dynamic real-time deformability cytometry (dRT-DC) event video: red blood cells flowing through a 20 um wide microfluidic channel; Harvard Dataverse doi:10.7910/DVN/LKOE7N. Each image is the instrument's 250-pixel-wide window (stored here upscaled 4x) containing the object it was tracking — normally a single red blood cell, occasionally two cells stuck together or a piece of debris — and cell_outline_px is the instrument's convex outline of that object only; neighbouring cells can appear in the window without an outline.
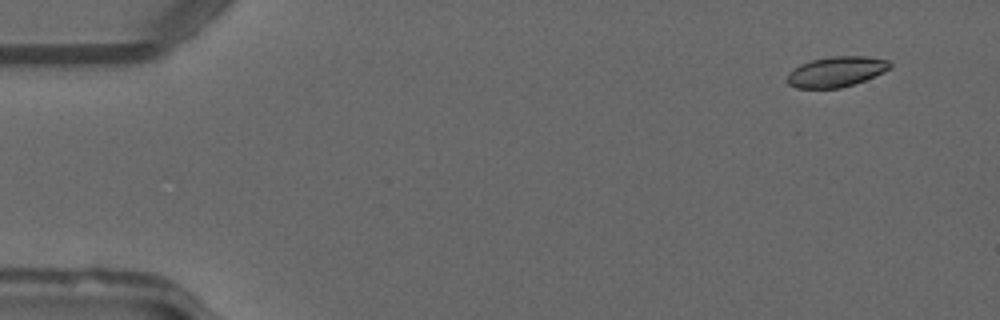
{"species": "common noctule bat (a hibernating species)", "species_latin": "Nyctalus noctula", "temperature_condition": "warm", "stored_images_in_passage": 50, "camera_frame_rate_fps": 3000, "um_per_image_px": 0.085, "animal": {"sex": "male", "forearm_length_mm": 52.5}, "frame": {"image": 1, "passage_image": 4, "time_ms": 1.0, "image_size_px": [1000, 320], "cell_outline_px": [[892, 68], [884, 72], [864, 80], [840, 88], [796, 88], [788, 84], [784, 80], [788, 72], [800, 64], [812, 60], [832, 56], [864, 56], [888, 60], [892, 64]], "centroid_in_image_um": [71.05, 6.09], "position_along_channel_um": 14.0, "area_um2": 18.26}}
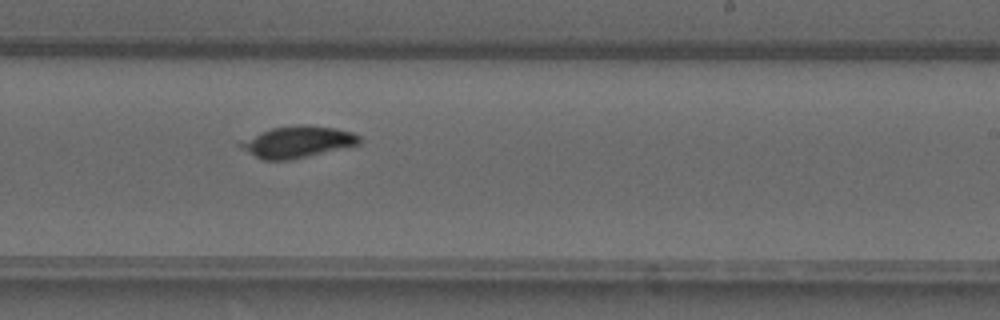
{"frame": {"image": 2, "passage_image": 31, "time_ms": 10.0, "image_size_px": [1000, 320], "cell_outline_px": [[360, 144], [288, 160], [264, 160], [256, 156], [236, 144], [260, 132], [272, 128], [296, 124], [304, 124], [336, 128], [352, 132], [360, 136]], "centroid_in_image_um": [25.31, 12.04], "position_along_channel_um": 263.7, "area_um2": 21.5}}
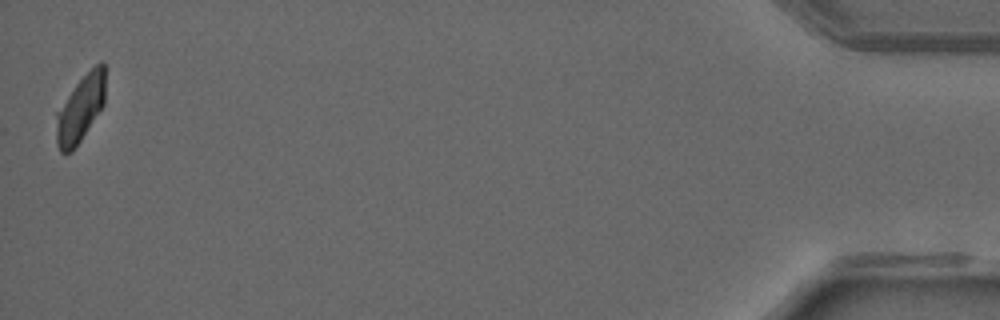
{"frame": {"image": 3, "passage_image": 50, "time_ms": 16.333, "image_size_px": [1000, 320], "cell_outline_px": [[104, 104], [72, 152], [60, 152], [56, 144], [56, 112], [76, 84], [100, 60], [104, 64]], "centroid_in_image_um": [6.81, 9.26], "position_along_channel_um": 428.4, "area_um2": 18.61}, "authors_computed_cell_mechanics": {"area_um2": 20.0566, "velocity_mm_per_s": 4.1031, "shape_relaxation_time_tau1_ms": 10.1131, "shape_relaxation_time_tau2_ms": null, "deformation_change_tau1": 0.1796, "deformation_change_tau2": null}}